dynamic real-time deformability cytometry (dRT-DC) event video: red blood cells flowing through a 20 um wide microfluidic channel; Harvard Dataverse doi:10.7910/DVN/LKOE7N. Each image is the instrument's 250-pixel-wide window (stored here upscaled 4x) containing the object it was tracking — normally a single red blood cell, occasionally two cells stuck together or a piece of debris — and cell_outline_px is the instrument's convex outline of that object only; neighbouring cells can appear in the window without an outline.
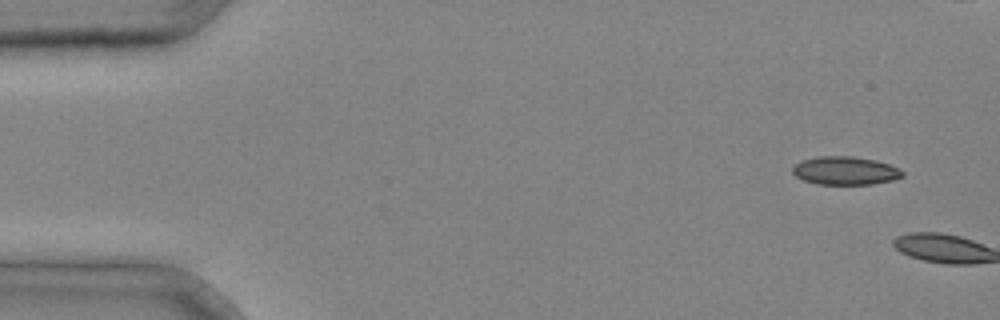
{"species": "common noctule bat (a hibernating species)", "species_latin": "Nyctalus noctula", "temperature_condition": "cold", "stored_images_in_passage": 2, "camera_frame_rate_fps": 3000, "um_per_image_px": 0.085, "animal": {"sex": "male", "body_mass_g": 20.4}, "frame": {"image": 1, "passage_image": 1, "time_ms": 0.0, "image_size_px": [1000, 320], "cell_outline_px": [[904, 176], [892, 180], [872, 184], [816, 184], [804, 180], [796, 176], [792, 172], [792, 168], [800, 160], [816, 156], [852, 156], [876, 160], [900, 168], [904, 172]], "centroid_in_image_um": [71.84, 14.5], "position_along_channel_um": 13.2, "area_um2": 18.21}}